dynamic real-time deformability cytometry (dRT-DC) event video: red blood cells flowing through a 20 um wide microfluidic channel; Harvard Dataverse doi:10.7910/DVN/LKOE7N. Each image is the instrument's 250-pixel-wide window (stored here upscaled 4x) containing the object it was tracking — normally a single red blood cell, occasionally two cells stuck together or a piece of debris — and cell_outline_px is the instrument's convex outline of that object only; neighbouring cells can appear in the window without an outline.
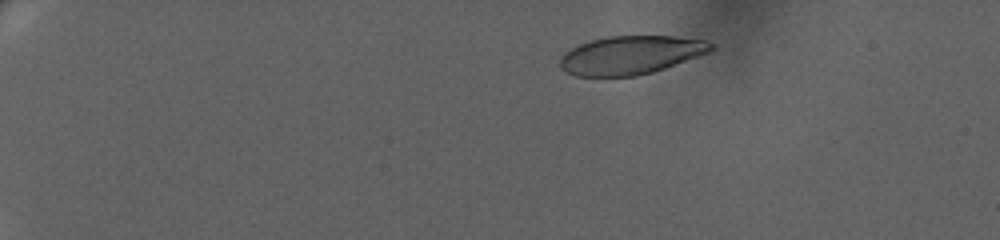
{"species": "human", "species_latin": "Homo sapiens", "temperature_condition": "warm", "stored_images_in_passage": 54, "camera_frame_rate_fps": 3000, "um_per_image_px": 0.085, "donor": {"sex": "female"}, "frame": {"image": 1, "passage_image": 1, "time_ms": 0.0, "image_size_px": [1000, 240], "cell_outline_px": [[716, 48], [708, 52], [664, 68], [652, 72], [636, 76], [576, 76], [568, 72], [560, 64], [560, 60], [572, 48], [580, 44], [592, 40], [608, 36], [672, 36], [704, 40], [712, 44]], "centroid_in_image_um": [53.64, 4.67], "position_along_channel_um": 31.4, "area_um2": 33.18}}
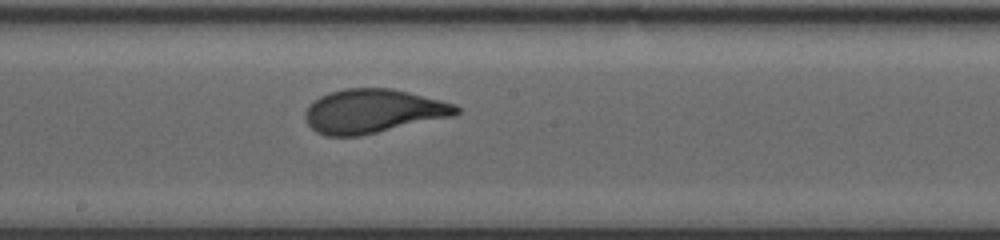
{"frame": {"image": 2, "passage_image": 29, "time_ms": 9.333, "image_size_px": [1000, 240], "cell_outline_px": [[460, 112], [452, 116], [360, 136], [324, 136], [316, 132], [308, 124], [304, 116], [308, 104], [320, 96], [344, 88], [392, 88], [456, 104], [460, 108]], "centroid_in_image_um": [31.68, 9.45], "position_along_channel_um": 216.5, "area_um2": 38.55}}
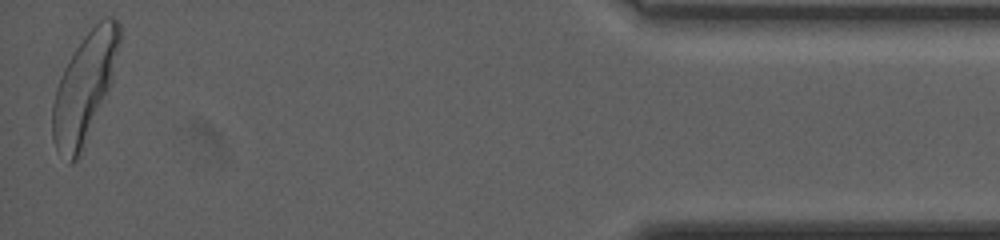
{"frame": {"image": 3, "passage_image": 54, "time_ms": 17.667, "image_size_px": [1000, 240], "cell_outline_px": [[120, 40], [108, 88], [80, 156], [72, 164], [68, 164], [56, 148], [52, 140], [52, 104], [60, 76], [68, 60], [84, 36], [100, 20], [108, 16], [112, 16], [120, 24]], "centroid_in_image_um": [7.13, 7.48], "position_along_channel_um": 428.1, "area_um2": 41.33}, "authors_computed_cell_mechanics": {"area_um2": 37.7434, "velocity_mm_per_s": 3.2675, "shape_relaxation_time_tau1_ms": 4.1215, "shape_relaxation_time_tau2_ms": null, "deformation_change_tau1": 0.1908, "deformation_change_tau2": null}}